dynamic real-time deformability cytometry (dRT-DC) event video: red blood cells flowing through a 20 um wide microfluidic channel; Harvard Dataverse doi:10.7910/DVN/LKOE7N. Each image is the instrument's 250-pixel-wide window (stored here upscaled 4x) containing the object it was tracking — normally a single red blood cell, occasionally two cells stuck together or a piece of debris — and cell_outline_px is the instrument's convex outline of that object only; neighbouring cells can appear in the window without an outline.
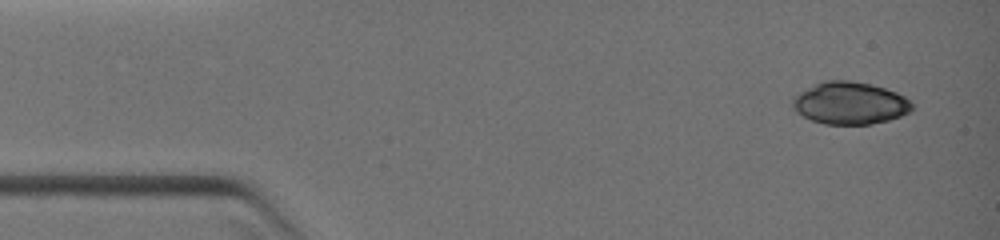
{"species": "common noctule bat (a hibernating species)", "species_latin": "Nyctalus noctula", "temperature_condition": "warm", "stored_images_in_passage": 6, "camera_frame_rate_fps": 3000, "um_per_image_px": 0.085, "animal": {"sex": "female", "body_mass_g": 19.0, "forearm_length_mm": 51.5}, "frame": {"image": 1, "passage_image": 1, "time_ms": 0.0, "image_size_px": [1000, 240], "cell_outline_px": [[912, 108], [908, 112], [900, 116], [888, 120], [868, 124], [824, 124], [812, 120], [804, 116], [792, 104], [792, 100], [800, 92], [816, 84], [828, 80], [848, 80], [872, 84], [896, 92], [904, 96], [912, 104]], "centroid_in_image_um": [72.27, 8.76], "position_along_channel_um": 12.7, "area_um2": 28.9}}
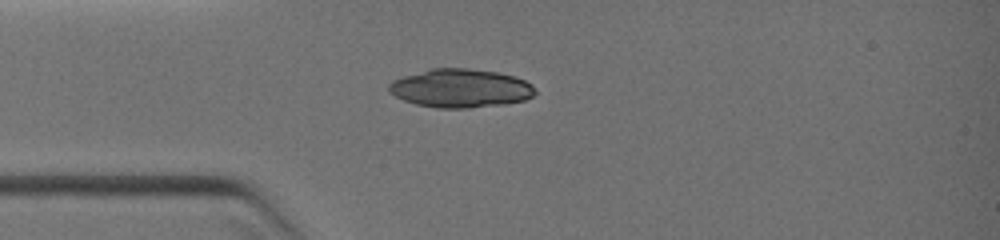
{"frame": {"image": 2, "passage_image": 4, "time_ms": 2.333, "image_size_px": [1000, 240], "cell_outline_px": [[536, 92], [532, 96], [524, 100], [500, 104], [468, 108], [436, 108], [416, 104], [404, 100], [388, 92], [388, 84], [392, 80], [404, 76], [432, 68], [468, 68], [496, 72], [516, 76], [532, 84]], "centroid_in_image_um": [39.13, 7.5], "position_along_channel_um": 45.9, "area_um2": 32.77}}